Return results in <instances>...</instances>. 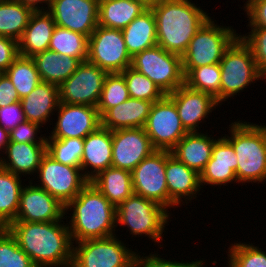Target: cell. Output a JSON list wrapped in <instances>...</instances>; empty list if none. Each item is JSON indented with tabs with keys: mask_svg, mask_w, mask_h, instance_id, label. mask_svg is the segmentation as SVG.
Returning <instances> with one entry per match:
<instances>
[{
	"mask_svg": "<svg viewBox=\"0 0 266 267\" xmlns=\"http://www.w3.org/2000/svg\"><path fill=\"white\" fill-rule=\"evenodd\" d=\"M37 173L41 179L39 181L41 183L37 186L47 191L64 206L89 183L81 168L57 162L47 153L42 157Z\"/></svg>",
	"mask_w": 266,
	"mask_h": 267,
	"instance_id": "obj_11",
	"label": "cell"
},
{
	"mask_svg": "<svg viewBox=\"0 0 266 267\" xmlns=\"http://www.w3.org/2000/svg\"><path fill=\"white\" fill-rule=\"evenodd\" d=\"M166 182L168 189V209L179 206L183 200L196 198L200 191V174L180 162L170 151H166Z\"/></svg>",
	"mask_w": 266,
	"mask_h": 267,
	"instance_id": "obj_20",
	"label": "cell"
},
{
	"mask_svg": "<svg viewBox=\"0 0 266 267\" xmlns=\"http://www.w3.org/2000/svg\"><path fill=\"white\" fill-rule=\"evenodd\" d=\"M228 251L229 267H266V253L250 243H234Z\"/></svg>",
	"mask_w": 266,
	"mask_h": 267,
	"instance_id": "obj_40",
	"label": "cell"
},
{
	"mask_svg": "<svg viewBox=\"0 0 266 267\" xmlns=\"http://www.w3.org/2000/svg\"><path fill=\"white\" fill-rule=\"evenodd\" d=\"M253 0H248L246 3H245V6H244V9L252 2Z\"/></svg>",
	"mask_w": 266,
	"mask_h": 267,
	"instance_id": "obj_53",
	"label": "cell"
},
{
	"mask_svg": "<svg viewBox=\"0 0 266 267\" xmlns=\"http://www.w3.org/2000/svg\"><path fill=\"white\" fill-rule=\"evenodd\" d=\"M24 121L25 117L20 102H14L0 108V125L8 132Z\"/></svg>",
	"mask_w": 266,
	"mask_h": 267,
	"instance_id": "obj_45",
	"label": "cell"
},
{
	"mask_svg": "<svg viewBox=\"0 0 266 267\" xmlns=\"http://www.w3.org/2000/svg\"><path fill=\"white\" fill-rule=\"evenodd\" d=\"M0 157V167L16 175L36 173L42 157L46 154V143H17L9 141Z\"/></svg>",
	"mask_w": 266,
	"mask_h": 267,
	"instance_id": "obj_25",
	"label": "cell"
},
{
	"mask_svg": "<svg viewBox=\"0 0 266 267\" xmlns=\"http://www.w3.org/2000/svg\"><path fill=\"white\" fill-rule=\"evenodd\" d=\"M89 37L55 26L49 44V50L59 55H67L79 59L81 62L88 58Z\"/></svg>",
	"mask_w": 266,
	"mask_h": 267,
	"instance_id": "obj_33",
	"label": "cell"
},
{
	"mask_svg": "<svg viewBox=\"0 0 266 267\" xmlns=\"http://www.w3.org/2000/svg\"><path fill=\"white\" fill-rule=\"evenodd\" d=\"M40 127L37 123L25 120L9 131V141L17 143H46L45 136H40L38 140L35 138Z\"/></svg>",
	"mask_w": 266,
	"mask_h": 267,
	"instance_id": "obj_43",
	"label": "cell"
},
{
	"mask_svg": "<svg viewBox=\"0 0 266 267\" xmlns=\"http://www.w3.org/2000/svg\"><path fill=\"white\" fill-rule=\"evenodd\" d=\"M168 96L174 101L181 123L188 133L198 132L201 120L204 121L219 105L209 93L191 89L186 84Z\"/></svg>",
	"mask_w": 266,
	"mask_h": 267,
	"instance_id": "obj_19",
	"label": "cell"
},
{
	"mask_svg": "<svg viewBox=\"0 0 266 267\" xmlns=\"http://www.w3.org/2000/svg\"><path fill=\"white\" fill-rule=\"evenodd\" d=\"M142 1L147 7H151L152 5L158 4L163 0H140Z\"/></svg>",
	"mask_w": 266,
	"mask_h": 267,
	"instance_id": "obj_52",
	"label": "cell"
},
{
	"mask_svg": "<svg viewBox=\"0 0 266 267\" xmlns=\"http://www.w3.org/2000/svg\"><path fill=\"white\" fill-rule=\"evenodd\" d=\"M99 0H52L48 12L59 27L87 37L98 26Z\"/></svg>",
	"mask_w": 266,
	"mask_h": 267,
	"instance_id": "obj_15",
	"label": "cell"
},
{
	"mask_svg": "<svg viewBox=\"0 0 266 267\" xmlns=\"http://www.w3.org/2000/svg\"><path fill=\"white\" fill-rule=\"evenodd\" d=\"M216 139L200 132L187 133L171 151L180 162L200 174L211 159Z\"/></svg>",
	"mask_w": 266,
	"mask_h": 267,
	"instance_id": "obj_26",
	"label": "cell"
},
{
	"mask_svg": "<svg viewBox=\"0 0 266 267\" xmlns=\"http://www.w3.org/2000/svg\"><path fill=\"white\" fill-rule=\"evenodd\" d=\"M107 74L105 70L88 61L82 62L59 86L60 102L97 107Z\"/></svg>",
	"mask_w": 266,
	"mask_h": 267,
	"instance_id": "obj_13",
	"label": "cell"
},
{
	"mask_svg": "<svg viewBox=\"0 0 266 267\" xmlns=\"http://www.w3.org/2000/svg\"><path fill=\"white\" fill-rule=\"evenodd\" d=\"M87 61L107 73H121L131 67L121 30L97 26L89 37Z\"/></svg>",
	"mask_w": 266,
	"mask_h": 267,
	"instance_id": "obj_10",
	"label": "cell"
},
{
	"mask_svg": "<svg viewBox=\"0 0 266 267\" xmlns=\"http://www.w3.org/2000/svg\"><path fill=\"white\" fill-rule=\"evenodd\" d=\"M21 2L23 5L30 7L33 11H46L42 6L40 7V3H46L47 11L51 5L52 0H16ZM39 4V5H38Z\"/></svg>",
	"mask_w": 266,
	"mask_h": 267,
	"instance_id": "obj_50",
	"label": "cell"
},
{
	"mask_svg": "<svg viewBox=\"0 0 266 267\" xmlns=\"http://www.w3.org/2000/svg\"><path fill=\"white\" fill-rule=\"evenodd\" d=\"M83 147L84 139H58L46 137V153L55 161L64 165L80 168Z\"/></svg>",
	"mask_w": 266,
	"mask_h": 267,
	"instance_id": "obj_36",
	"label": "cell"
},
{
	"mask_svg": "<svg viewBox=\"0 0 266 267\" xmlns=\"http://www.w3.org/2000/svg\"><path fill=\"white\" fill-rule=\"evenodd\" d=\"M68 209L73 210L68 227L75 243L116 235V207L92 183L65 206Z\"/></svg>",
	"mask_w": 266,
	"mask_h": 267,
	"instance_id": "obj_3",
	"label": "cell"
},
{
	"mask_svg": "<svg viewBox=\"0 0 266 267\" xmlns=\"http://www.w3.org/2000/svg\"><path fill=\"white\" fill-rule=\"evenodd\" d=\"M144 129L155 150L170 152L188 133L181 123L174 101L168 95L152 104Z\"/></svg>",
	"mask_w": 266,
	"mask_h": 267,
	"instance_id": "obj_12",
	"label": "cell"
},
{
	"mask_svg": "<svg viewBox=\"0 0 266 267\" xmlns=\"http://www.w3.org/2000/svg\"><path fill=\"white\" fill-rule=\"evenodd\" d=\"M58 121L48 138L84 139L101 126V117L97 107L59 103Z\"/></svg>",
	"mask_w": 266,
	"mask_h": 267,
	"instance_id": "obj_17",
	"label": "cell"
},
{
	"mask_svg": "<svg viewBox=\"0 0 266 267\" xmlns=\"http://www.w3.org/2000/svg\"><path fill=\"white\" fill-rule=\"evenodd\" d=\"M23 186L15 221L52 222L65 218V206L41 187Z\"/></svg>",
	"mask_w": 266,
	"mask_h": 267,
	"instance_id": "obj_18",
	"label": "cell"
},
{
	"mask_svg": "<svg viewBox=\"0 0 266 267\" xmlns=\"http://www.w3.org/2000/svg\"><path fill=\"white\" fill-rule=\"evenodd\" d=\"M203 261L197 260L194 262H176L171 260H166L158 255L150 254L149 256L144 255L140 257L138 254L135 255L133 267H203Z\"/></svg>",
	"mask_w": 266,
	"mask_h": 267,
	"instance_id": "obj_44",
	"label": "cell"
},
{
	"mask_svg": "<svg viewBox=\"0 0 266 267\" xmlns=\"http://www.w3.org/2000/svg\"><path fill=\"white\" fill-rule=\"evenodd\" d=\"M0 267H37L7 228H0Z\"/></svg>",
	"mask_w": 266,
	"mask_h": 267,
	"instance_id": "obj_39",
	"label": "cell"
},
{
	"mask_svg": "<svg viewBox=\"0 0 266 267\" xmlns=\"http://www.w3.org/2000/svg\"><path fill=\"white\" fill-rule=\"evenodd\" d=\"M21 176L0 167V228H7L17 216Z\"/></svg>",
	"mask_w": 266,
	"mask_h": 267,
	"instance_id": "obj_31",
	"label": "cell"
},
{
	"mask_svg": "<svg viewBox=\"0 0 266 267\" xmlns=\"http://www.w3.org/2000/svg\"><path fill=\"white\" fill-rule=\"evenodd\" d=\"M89 182L115 207L133 194L131 172L121 168L111 166L99 172Z\"/></svg>",
	"mask_w": 266,
	"mask_h": 267,
	"instance_id": "obj_30",
	"label": "cell"
},
{
	"mask_svg": "<svg viewBox=\"0 0 266 267\" xmlns=\"http://www.w3.org/2000/svg\"><path fill=\"white\" fill-rule=\"evenodd\" d=\"M230 137L224 136L237 156L236 177L239 182L266 180V126L249 122L231 123Z\"/></svg>",
	"mask_w": 266,
	"mask_h": 267,
	"instance_id": "obj_4",
	"label": "cell"
},
{
	"mask_svg": "<svg viewBox=\"0 0 266 267\" xmlns=\"http://www.w3.org/2000/svg\"><path fill=\"white\" fill-rule=\"evenodd\" d=\"M14 102H20L19 95L8 76L0 73V108Z\"/></svg>",
	"mask_w": 266,
	"mask_h": 267,
	"instance_id": "obj_49",
	"label": "cell"
},
{
	"mask_svg": "<svg viewBox=\"0 0 266 267\" xmlns=\"http://www.w3.org/2000/svg\"><path fill=\"white\" fill-rule=\"evenodd\" d=\"M4 73L14 85L20 99L29 95L42 82L32 57L19 55Z\"/></svg>",
	"mask_w": 266,
	"mask_h": 267,
	"instance_id": "obj_34",
	"label": "cell"
},
{
	"mask_svg": "<svg viewBox=\"0 0 266 267\" xmlns=\"http://www.w3.org/2000/svg\"><path fill=\"white\" fill-rule=\"evenodd\" d=\"M251 28H266V0H253L246 8Z\"/></svg>",
	"mask_w": 266,
	"mask_h": 267,
	"instance_id": "obj_48",
	"label": "cell"
},
{
	"mask_svg": "<svg viewBox=\"0 0 266 267\" xmlns=\"http://www.w3.org/2000/svg\"><path fill=\"white\" fill-rule=\"evenodd\" d=\"M237 34L233 28L216 25L210 18L196 32L181 57L184 75L196 67L219 64L225 50L238 37Z\"/></svg>",
	"mask_w": 266,
	"mask_h": 267,
	"instance_id": "obj_5",
	"label": "cell"
},
{
	"mask_svg": "<svg viewBox=\"0 0 266 267\" xmlns=\"http://www.w3.org/2000/svg\"><path fill=\"white\" fill-rule=\"evenodd\" d=\"M112 166V131L100 126L95 132L84 138L80 168L90 181L99 172Z\"/></svg>",
	"mask_w": 266,
	"mask_h": 267,
	"instance_id": "obj_21",
	"label": "cell"
},
{
	"mask_svg": "<svg viewBox=\"0 0 266 267\" xmlns=\"http://www.w3.org/2000/svg\"><path fill=\"white\" fill-rule=\"evenodd\" d=\"M150 8L156 20L157 44L181 57L196 32L211 18L190 0H163Z\"/></svg>",
	"mask_w": 266,
	"mask_h": 267,
	"instance_id": "obj_2",
	"label": "cell"
},
{
	"mask_svg": "<svg viewBox=\"0 0 266 267\" xmlns=\"http://www.w3.org/2000/svg\"><path fill=\"white\" fill-rule=\"evenodd\" d=\"M33 12L16 0H0V36L19 41Z\"/></svg>",
	"mask_w": 266,
	"mask_h": 267,
	"instance_id": "obj_32",
	"label": "cell"
},
{
	"mask_svg": "<svg viewBox=\"0 0 266 267\" xmlns=\"http://www.w3.org/2000/svg\"><path fill=\"white\" fill-rule=\"evenodd\" d=\"M33 60L42 82L60 86L82 63L79 59L45 50L35 54Z\"/></svg>",
	"mask_w": 266,
	"mask_h": 267,
	"instance_id": "obj_28",
	"label": "cell"
},
{
	"mask_svg": "<svg viewBox=\"0 0 266 267\" xmlns=\"http://www.w3.org/2000/svg\"><path fill=\"white\" fill-rule=\"evenodd\" d=\"M154 151L144 128L112 131V167L131 172Z\"/></svg>",
	"mask_w": 266,
	"mask_h": 267,
	"instance_id": "obj_16",
	"label": "cell"
},
{
	"mask_svg": "<svg viewBox=\"0 0 266 267\" xmlns=\"http://www.w3.org/2000/svg\"><path fill=\"white\" fill-rule=\"evenodd\" d=\"M129 98L124 76L121 73H108L97 105L100 117H102L110 108L123 103Z\"/></svg>",
	"mask_w": 266,
	"mask_h": 267,
	"instance_id": "obj_38",
	"label": "cell"
},
{
	"mask_svg": "<svg viewBox=\"0 0 266 267\" xmlns=\"http://www.w3.org/2000/svg\"><path fill=\"white\" fill-rule=\"evenodd\" d=\"M168 212L162 205L133 193L116 207V225L127 226L134 236L145 234L159 243L169 220Z\"/></svg>",
	"mask_w": 266,
	"mask_h": 267,
	"instance_id": "obj_6",
	"label": "cell"
},
{
	"mask_svg": "<svg viewBox=\"0 0 266 267\" xmlns=\"http://www.w3.org/2000/svg\"><path fill=\"white\" fill-rule=\"evenodd\" d=\"M76 244V247L73 245L71 267H133L137 253L126 247L116 235Z\"/></svg>",
	"mask_w": 266,
	"mask_h": 267,
	"instance_id": "obj_9",
	"label": "cell"
},
{
	"mask_svg": "<svg viewBox=\"0 0 266 267\" xmlns=\"http://www.w3.org/2000/svg\"><path fill=\"white\" fill-rule=\"evenodd\" d=\"M211 157L214 163L238 164L234 148L224 136L214 143Z\"/></svg>",
	"mask_w": 266,
	"mask_h": 267,
	"instance_id": "obj_46",
	"label": "cell"
},
{
	"mask_svg": "<svg viewBox=\"0 0 266 267\" xmlns=\"http://www.w3.org/2000/svg\"><path fill=\"white\" fill-rule=\"evenodd\" d=\"M61 222L13 221L7 229L37 267H71L74 242Z\"/></svg>",
	"mask_w": 266,
	"mask_h": 267,
	"instance_id": "obj_1",
	"label": "cell"
},
{
	"mask_svg": "<svg viewBox=\"0 0 266 267\" xmlns=\"http://www.w3.org/2000/svg\"><path fill=\"white\" fill-rule=\"evenodd\" d=\"M241 39L250 47L258 70L266 76V28H251L250 33L239 35Z\"/></svg>",
	"mask_w": 266,
	"mask_h": 267,
	"instance_id": "obj_42",
	"label": "cell"
},
{
	"mask_svg": "<svg viewBox=\"0 0 266 267\" xmlns=\"http://www.w3.org/2000/svg\"><path fill=\"white\" fill-rule=\"evenodd\" d=\"M219 65L221 68V102L240 93L253 81L264 79L258 70L250 47L240 36L225 50Z\"/></svg>",
	"mask_w": 266,
	"mask_h": 267,
	"instance_id": "obj_7",
	"label": "cell"
},
{
	"mask_svg": "<svg viewBox=\"0 0 266 267\" xmlns=\"http://www.w3.org/2000/svg\"><path fill=\"white\" fill-rule=\"evenodd\" d=\"M166 151L155 150L132 171L133 193L168 208Z\"/></svg>",
	"mask_w": 266,
	"mask_h": 267,
	"instance_id": "obj_14",
	"label": "cell"
},
{
	"mask_svg": "<svg viewBox=\"0 0 266 267\" xmlns=\"http://www.w3.org/2000/svg\"><path fill=\"white\" fill-rule=\"evenodd\" d=\"M153 102L129 98L110 108L101 117V126L111 131L127 128H144Z\"/></svg>",
	"mask_w": 266,
	"mask_h": 267,
	"instance_id": "obj_24",
	"label": "cell"
},
{
	"mask_svg": "<svg viewBox=\"0 0 266 267\" xmlns=\"http://www.w3.org/2000/svg\"><path fill=\"white\" fill-rule=\"evenodd\" d=\"M25 120L43 126L58 109L60 103L59 86L41 82L29 94L20 99Z\"/></svg>",
	"mask_w": 266,
	"mask_h": 267,
	"instance_id": "obj_22",
	"label": "cell"
},
{
	"mask_svg": "<svg viewBox=\"0 0 266 267\" xmlns=\"http://www.w3.org/2000/svg\"><path fill=\"white\" fill-rule=\"evenodd\" d=\"M238 164H223L214 163L211 159L206 163L205 168L200 173V184L210 185H227V183L238 182L236 177V170Z\"/></svg>",
	"mask_w": 266,
	"mask_h": 267,
	"instance_id": "obj_41",
	"label": "cell"
},
{
	"mask_svg": "<svg viewBox=\"0 0 266 267\" xmlns=\"http://www.w3.org/2000/svg\"><path fill=\"white\" fill-rule=\"evenodd\" d=\"M131 67L152 80L165 95L185 84L181 56L164 50L158 44L135 54Z\"/></svg>",
	"mask_w": 266,
	"mask_h": 267,
	"instance_id": "obj_8",
	"label": "cell"
},
{
	"mask_svg": "<svg viewBox=\"0 0 266 267\" xmlns=\"http://www.w3.org/2000/svg\"><path fill=\"white\" fill-rule=\"evenodd\" d=\"M8 143L9 132L0 125V151L2 150V152H4Z\"/></svg>",
	"mask_w": 266,
	"mask_h": 267,
	"instance_id": "obj_51",
	"label": "cell"
},
{
	"mask_svg": "<svg viewBox=\"0 0 266 267\" xmlns=\"http://www.w3.org/2000/svg\"><path fill=\"white\" fill-rule=\"evenodd\" d=\"M55 26L53 17L47 10L34 11L18 41L19 55L33 57L37 53L49 50Z\"/></svg>",
	"mask_w": 266,
	"mask_h": 267,
	"instance_id": "obj_23",
	"label": "cell"
},
{
	"mask_svg": "<svg viewBox=\"0 0 266 267\" xmlns=\"http://www.w3.org/2000/svg\"><path fill=\"white\" fill-rule=\"evenodd\" d=\"M147 8L140 0H99L98 25L123 30Z\"/></svg>",
	"mask_w": 266,
	"mask_h": 267,
	"instance_id": "obj_27",
	"label": "cell"
},
{
	"mask_svg": "<svg viewBox=\"0 0 266 267\" xmlns=\"http://www.w3.org/2000/svg\"><path fill=\"white\" fill-rule=\"evenodd\" d=\"M121 31L131 57L157 45L156 20L150 7Z\"/></svg>",
	"mask_w": 266,
	"mask_h": 267,
	"instance_id": "obj_29",
	"label": "cell"
},
{
	"mask_svg": "<svg viewBox=\"0 0 266 267\" xmlns=\"http://www.w3.org/2000/svg\"><path fill=\"white\" fill-rule=\"evenodd\" d=\"M185 84L194 90L206 92L221 103V68L219 64L193 68L185 76Z\"/></svg>",
	"mask_w": 266,
	"mask_h": 267,
	"instance_id": "obj_35",
	"label": "cell"
},
{
	"mask_svg": "<svg viewBox=\"0 0 266 267\" xmlns=\"http://www.w3.org/2000/svg\"><path fill=\"white\" fill-rule=\"evenodd\" d=\"M121 74L125 78L130 98L146 100L154 103L165 96L152 80L134 70L132 67H128L121 72Z\"/></svg>",
	"mask_w": 266,
	"mask_h": 267,
	"instance_id": "obj_37",
	"label": "cell"
},
{
	"mask_svg": "<svg viewBox=\"0 0 266 267\" xmlns=\"http://www.w3.org/2000/svg\"><path fill=\"white\" fill-rule=\"evenodd\" d=\"M18 56V41L0 36V71L5 72Z\"/></svg>",
	"mask_w": 266,
	"mask_h": 267,
	"instance_id": "obj_47",
	"label": "cell"
}]
</instances>
